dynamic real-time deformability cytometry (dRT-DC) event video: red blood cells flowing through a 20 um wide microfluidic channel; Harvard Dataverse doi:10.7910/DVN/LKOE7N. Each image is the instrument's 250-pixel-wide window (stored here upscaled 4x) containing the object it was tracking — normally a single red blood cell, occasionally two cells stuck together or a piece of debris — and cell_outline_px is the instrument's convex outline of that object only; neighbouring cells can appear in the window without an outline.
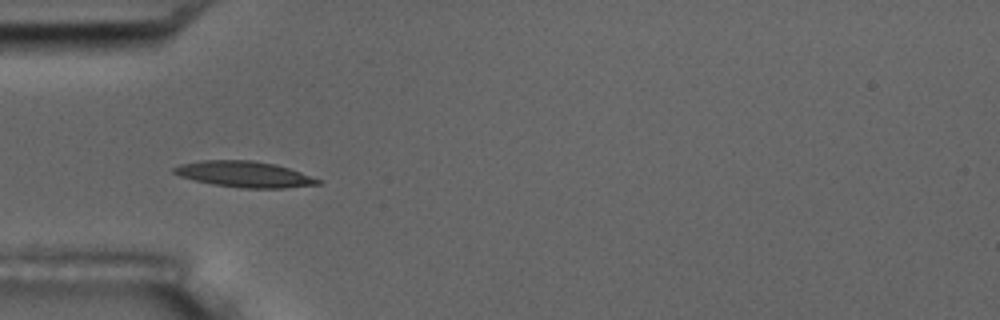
{"species": "common noctule bat (a hibernating species)", "species_latin": "Nyctalus noctula", "temperature_condition": "room temperature", "stored_images_in_passage": 6, "camera_frame_rate_fps": 3000, "um_per_image_px": 0.085, "animal": {"sex": "male", "body_mass_g": 17.5, "forearm_length_mm": 52.3}, "frame": {"image": 1, "passage_image": 5, "time_ms": 5.0, "image_size_px": [1000, 320], "cell_outline_px": [[320, 184], [284, 188], [240, 188], [212, 184], [180, 176], [172, 172], [172, 168], [180, 164], [200, 160], [252, 160], [276, 164], [300, 172], [320, 180]], "centroid_in_image_um": [20.73, 14.8], "position_along_channel_um": 64.3, "area_um2": 21.68}}